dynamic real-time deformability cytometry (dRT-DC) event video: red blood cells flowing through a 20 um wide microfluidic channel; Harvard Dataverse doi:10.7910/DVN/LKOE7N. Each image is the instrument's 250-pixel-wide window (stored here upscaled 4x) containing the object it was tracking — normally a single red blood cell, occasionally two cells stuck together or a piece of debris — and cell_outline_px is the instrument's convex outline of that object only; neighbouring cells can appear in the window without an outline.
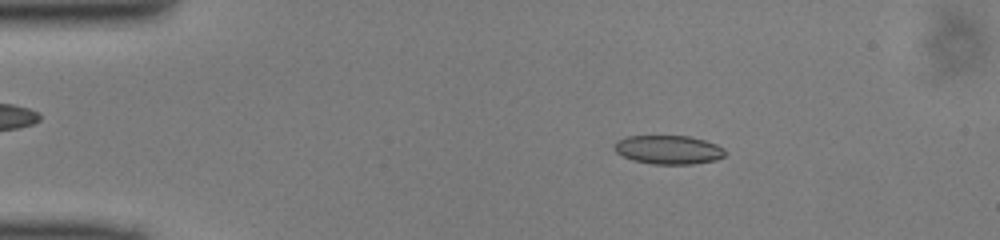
{"species": "common noctule bat (a hibernating species)", "species_latin": "Nyctalus noctula", "temperature_condition": "cold", "stored_images_in_passage": 48, "camera_frame_rate_fps": 3000, "um_per_image_px": 0.085, "animal": {"sex": "male", "body_mass_g": 13.0, "forearm_length_mm": 53.1}, "frame": {"image": 1, "passage_image": 8, "time_ms": 2.333, "image_size_px": [1000, 240], "cell_outline_px": [[728, 152], [724, 156], [716, 160], [692, 164], [652, 164], [632, 160], [616, 152], [612, 148], [612, 144], [616, 140], [628, 136], [688, 136], [704, 140], [716, 144], [724, 148]], "centroid_in_image_um": [56.8, 12.73], "position_along_channel_um": 28.2, "area_um2": 18.79}}
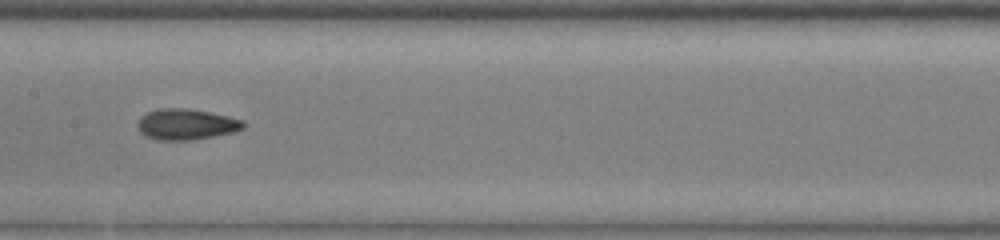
{"frame": {"image": 2, "passage_image": 24, "time_ms": 7.667, "image_size_px": [1000, 240], "cell_outline_px": [[248, 124], [244, 128], [232, 132], [192, 140], [156, 140], [140, 132], [136, 124], [140, 116], [148, 112], [160, 108], [184, 108], [208, 112], [228, 116], [244, 120]], "centroid_in_image_um": [15.83, 10.56], "position_along_channel_um": 191.6, "area_um2": 19.02}}
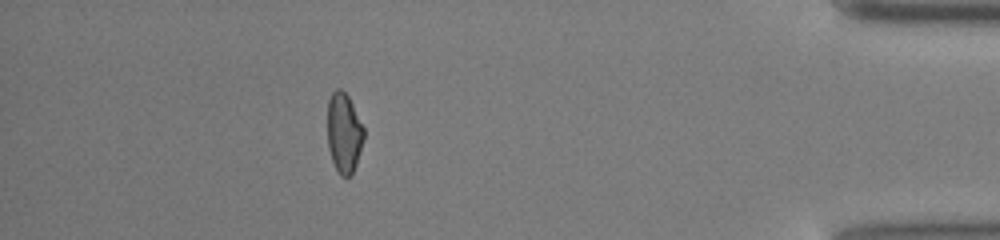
{"frame": {"image": 3, "passage_image": 43, "time_ms": 14.0, "image_size_px": [1000, 240], "cell_outline_px": [[364, 140], [356, 164], [352, 172], [348, 176], [340, 176], [332, 160], [328, 148], [328, 100], [332, 92], [336, 88], [340, 88], [348, 96], [364, 128]], "centroid_in_image_um": [29.23, 11.28], "position_along_channel_um": 406.0, "area_um2": 16.82}}